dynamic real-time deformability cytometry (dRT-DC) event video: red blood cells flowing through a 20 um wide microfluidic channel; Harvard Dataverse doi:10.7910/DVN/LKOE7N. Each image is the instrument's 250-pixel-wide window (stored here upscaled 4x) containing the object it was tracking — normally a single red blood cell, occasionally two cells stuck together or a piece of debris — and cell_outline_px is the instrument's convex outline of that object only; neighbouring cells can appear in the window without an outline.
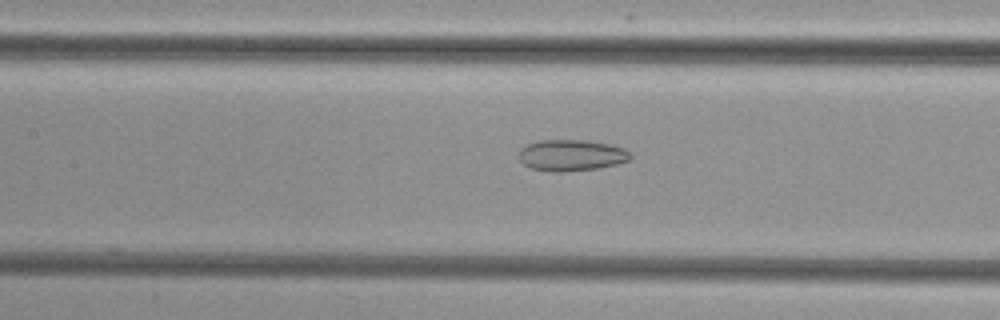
{"species": "common noctule bat (a hibernating species)", "species_latin": "Nyctalus noctula", "temperature_condition": "cold", "stored_images_in_passage": 47, "camera_frame_rate_fps": 3000, "um_per_image_px": 0.085, "animal": {"sex": "female", "body_mass_g": 29.2, "forearm_length_mm": 56.3}, "frame": {"image": 1, "passage_image": 21, "time_ms": 6.667, "image_size_px": [1000, 320], "cell_outline_px": [[632, 156], [628, 160], [616, 164], [596, 168], [560, 172], [552, 172], [528, 168], [520, 160], [520, 148], [528, 144], [540, 140], [588, 140], [612, 144], [624, 148]], "centroid_in_image_um": [48.55, 13.19], "position_along_channel_um": 158.8, "area_um2": 20.35}}
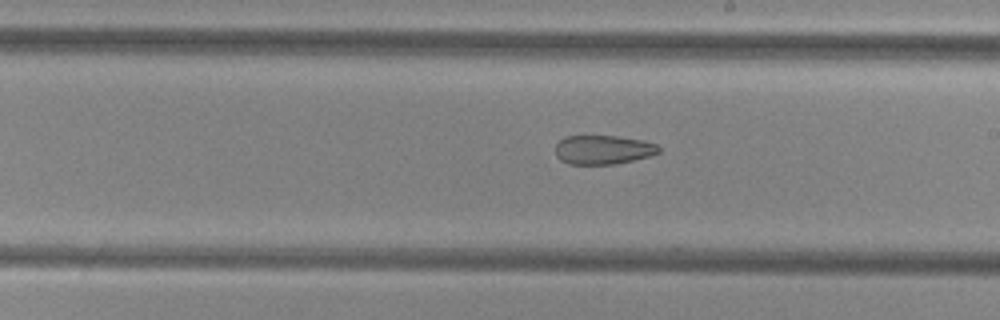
{"frame": {"image": 2, "passage_image": 27, "time_ms": 8.667, "image_size_px": [1000, 320], "cell_outline_px": [[660, 152], [648, 156], [616, 164], [568, 164], [560, 160], [556, 156], [556, 144], [564, 136], [616, 136], [644, 140], [656, 144], [660, 148]], "centroid_in_image_um": [51.25, 12.72], "position_along_channel_um": 237.8, "area_um2": 17.51}}
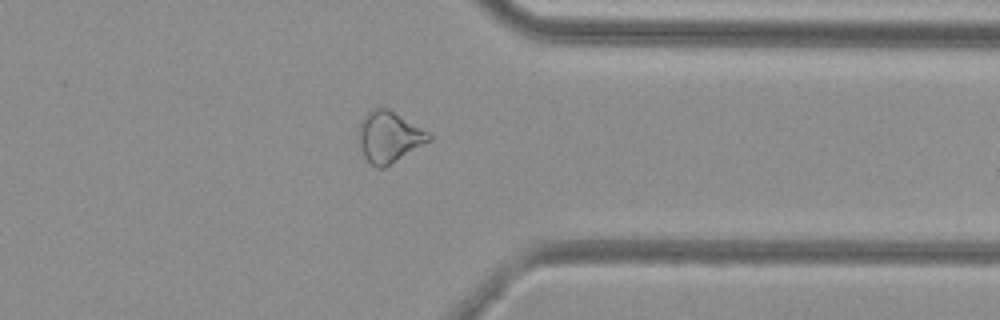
{"frame": {"image": 3, "passage_image": 38, "time_ms": 12.333, "image_size_px": [1000, 320], "cell_outline_px": [[432, 140], [384, 168], [376, 168], [364, 156], [360, 144], [360, 120], [372, 108], [388, 108], [428, 132], [432, 136]], "centroid_in_image_um": [33.09, 11.64], "position_along_channel_um": 378.3, "area_um2": 20.58}}